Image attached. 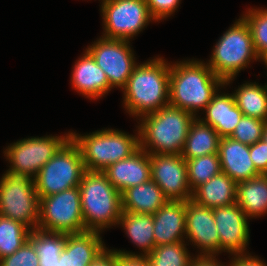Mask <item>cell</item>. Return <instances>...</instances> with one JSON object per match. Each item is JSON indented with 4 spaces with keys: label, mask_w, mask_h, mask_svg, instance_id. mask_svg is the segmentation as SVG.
I'll use <instances>...</instances> for the list:
<instances>
[{
    "label": "cell",
    "mask_w": 267,
    "mask_h": 266,
    "mask_svg": "<svg viewBox=\"0 0 267 266\" xmlns=\"http://www.w3.org/2000/svg\"><path fill=\"white\" fill-rule=\"evenodd\" d=\"M223 87H226L224 81L206 62L187 59L170 63L169 105L186 110L196 118Z\"/></svg>",
    "instance_id": "obj_1"
},
{
    "label": "cell",
    "mask_w": 267,
    "mask_h": 266,
    "mask_svg": "<svg viewBox=\"0 0 267 266\" xmlns=\"http://www.w3.org/2000/svg\"><path fill=\"white\" fill-rule=\"evenodd\" d=\"M169 77L170 63L159 55L137 64L122 89L125 111L138 120L169 105Z\"/></svg>",
    "instance_id": "obj_2"
},
{
    "label": "cell",
    "mask_w": 267,
    "mask_h": 266,
    "mask_svg": "<svg viewBox=\"0 0 267 266\" xmlns=\"http://www.w3.org/2000/svg\"><path fill=\"white\" fill-rule=\"evenodd\" d=\"M196 117L167 105L138 120L139 147L149 154H181L190 126Z\"/></svg>",
    "instance_id": "obj_3"
},
{
    "label": "cell",
    "mask_w": 267,
    "mask_h": 266,
    "mask_svg": "<svg viewBox=\"0 0 267 266\" xmlns=\"http://www.w3.org/2000/svg\"><path fill=\"white\" fill-rule=\"evenodd\" d=\"M78 187L85 231L102 233L115 227L123 212L121 193L107 176L103 172L85 171Z\"/></svg>",
    "instance_id": "obj_4"
},
{
    "label": "cell",
    "mask_w": 267,
    "mask_h": 266,
    "mask_svg": "<svg viewBox=\"0 0 267 266\" xmlns=\"http://www.w3.org/2000/svg\"><path fill=\"white\" fill-rule=\"evenodd\" d=\"M134 131H137L135 135L112 128L99 129L87 135L71 131V138L81 150L85 170L103 172L139 148V130Z\"/></svg>",
    "instance_id": "obj_5"
},
{
    "label": "cell",
    "mask_w": 267,
    "mask_h": 266,
    "mask_svg": "<svg viewBox=\"0 0 267 266\" xmlns=\"http://www.w3.org/2000/svg\"><path fill=\"white\" fill-rule=\"evenodd\" d=\"M207 65L224 85L236 79L250 62L260 60L253 47L252 36L246 21L240 16L216 42Z\"/></svg>",
    "instance_id": "obj_6"
},
{
    "label": "cell",
    "mask_w": 267,
    "mask_h": 266,
    "mask_svg": "<svg viewBox=\"0 0 267 266\" xmlns=\"http://www.w3.org/2000/svg\"><path fill=\"white\" fill-rule=\"evenodd\" d=\"M82 153L70 138L35 176L39 198L78 187L85 172Z\"/></svg>",
    "instance_id": "obj_7"
},
{
    "label": "cell",
    "mask_w": 267,
    "mask_h": 266,
    "mask_svg": "<svg viewBox=\"0 0 267 266\" xmlns=\"http://www.w3.org/2000/svg\"><path fill=\"white\" fill-rule=\"evenodd\" d=\"M40 198L34 179L8 171L0 179V216L13 219L31 231L38 227Z\"/></svg>",
    "instance_id": "obj_8"
},
{
    "label": "cell",
    "mask_w": 267,
    "mask_h": 266,
    "mask_svg": "<svg viewBox=\"0 0 267 266\" xmlns=\"http://www.w3.org/2000/svg\"><path fill=\"white\" fill-rule=\"evenodd\" d=\"M70 138L71 131L63 136L52 134L42 137L33 136L11 143L3 151L6 160L10 163V168L6 171L34 179L39 170Z\"/></svg>",
    "instance_id": "obj_9"
},
{
    "label": "cell",
    "mask_w": 267,
    "mask_h": 266,
    "mask_svg": "<svg viewBox=\"0 0 267 266\" xmlns=\"http://www.w3.org/2000/svg\"><path fill=\"white\" fill-rule=\"evenodd\" d=\"M104 38L130 41L155 21L145 0H106L100 5Z\"/></svg>",
    "instance_id": "obj_10"
},
{
    "label": "cell",
    "mask_w": 267,
    "mask_h": 266,
    "mask_svg": "<svg viewBox=\"0 0 267 266\" xmlns=\"http://www.w3.org/2000/svg\"><path fill=\"white\" fill-rule=\"evenodd\" d=\"M38 228L65 234L84 232L79 187L40 198Z\"/></svg>",
    "instance_id": "obj_11"
},
{
    "label": "cell",
    "mask_w": 267,
    "mask_h": 266,
    "mask_svg": "<svg viewBox=\"0 0 267 266\" xmlns=\"http://www.w3.org/2000/svg\"><path fill=\"white\" fill-rule=\"evenodd\" d=\"M130 45L128 40L101 36L86 48L96 64L106 73L111 89L118 87L122 90L138 64Z\"/></svg>",
    "instance_id": "obj_12"
},
{
    "label": "cell",
    "mask_w": 267,
    "mask_h": 266,
    "mask_svg": "<svg viewBox=\"0 0 267 266\" xmlns=\"http://www.w3.org/2000/svg\"><path fill=\"white\" fill-rule=\"evenodd\" d=\"M151 179L169 201L192 198L186 160L181 154H150Z\"/></svg>",
    "instance_id": "obj_13"
},
{
    "label": "cell",
    "mask_w": 267,
    "mask_h": 266,
    "mask_svg": "<svg viewBox=\"0 0 267 266\" xmlns=\"http://www.w3.org/2000/svg\"><path fill=\"white\" fill-rule=\"evenodd\" d=\"M213 216L219 233V253L230 256L246 255L250 240L248 218L236 204L213 208Z\"/></svg>",
    "instance_id": "obj_14"
},
{
    "label": "cell",
    "mask_w": 267,
    "mask_h": 266,
    "mask_svg": "<svg viewBox=\"0 0 267 266\" xmlns=\"http://www.w3.org/2000/svg\"><path fill=\"white\" fill-rule=\"evenodd\" d=\"M185 239L200 252L195 256H218L219 233L213 209L189 199L186 201ZM189 239V240H188Z\"/></svg>",
    "instance_id": "obj_15"
},
{
    "label": "cell",
    "mask_w": 267,
    "mask_h": 266,
    "mask_svg": "<svg viewBox=\"0 0 267 266\" xmlns=\"http://www.w3.org/2000/svg\"><path fill=\"white\" fill-rule=\"evenodd\" d=\"M103 173L115 189L122 193L129 187L140 185L151 179L150 154L139 147L126 159L108 166Z\"/></svg>",
    "instance_id": "obj_16"
},
{
    "label": "cell",
    "mask_w": 267,
    "mask_h": 266,
    "mask_svg": "<svg viewBox=\"0 0 267 266\" xmlns=\"http://www.w3.org/2000/svg\"><path fill=\"white\" fill-rule=\"evenodd\" d=\"M82 54L73 65L70 82L77 93L90 100H97L111 91L109 81L86 49Z\"/></svg>",
    "instance_id": "obj_17"
},
{
    "label": "cell",
    "mask_w": 267,
    "mask_h": 266,
    "mask_svg": "<svg viewBox=\"0 0 267 266\" xmlns=\"http://www.w3.org/2000/svg\"><path fill=\"white\" fill-rule=\"evenodd\" d=\"M218 156L221 172L228 175L236 183L260 175L250 158V145L230 137H222L219 142Z\"/></svg>",
    "instance_id": "obj_18"
},
{
    "label": "cell",
    "mask_w": 267,
    "mask_h": 266,
    "mask_svg": "<svg viewBox=\"0 0 267 266\" xmlns=\"http://www.w3.org/2000/svg\"><path fill=\"white\" fill-rule=\"evenodd\" d=\"M152 217L155 247L186 240V201H168Z\"/></svg>",
    "instance_id": "obj_19"
},
{
    "label": "cell",
    "mask_w": 267,
    "mask_h": 266,
    "mask_svg": "<svg viewBox=\"0 0 267 266\" xmlns=\"http://www.w3.org/2000/svg\"><path fill=\"white\" fill-rule=\"evenodd\" d=\"M219 90L213 95L211 102L203 110L205 116L202 118L200 115L198 118L205 124L213 127L221 138L230 137L243 113L236 105L232 93H220Z\"/></svg>",
    "instance_id": "obj_20"
},
{
    "label": "cell",
    "mask_w": 267,
    "mask_h": 266,
    "mask_svg": "<svg viewBox=\"0 0 267 266\" xmlns=\"http://www.w3.org/2000/svg\"><path fill=\"white\" fill-rule=\"evenodd\" d=\"M105 247L99 232L66 234V242L60 255L61 266H89Z\"/></svg>",
    "instance_id": "obj_21"
},
{
    "label": "cell",
    "mask_w": 267,
    "mask_h": 266,
    "mask_svg": "<svg viewBox=\"0 0 267 266\" xmlns=\"http://www.w3.org/2000/svg\"><path fill=\"white\" fill-rule=\"evenodd\" d=\"M122 211L153 215L169 200L152 180L129 187L121 193Z\"/></svg>",
    "instance_id": "obj_22"
},
{
    "label": "cell",
    "mask_w": 267,
    "mask_h": 266,
    "mask_svg": "<svg viewBox=\"0 0 267 266\" xmlns=\"http://www.w3.org/2000/svg\"><path fill=\"white\" fill-rule=\"evenodd\" d=\"M237 183L220 172L192 192V200L209 207H223L236 203Z\"/></svg>",
    "instance_id": "obj_23"
},
{
    "label": "cell",
    "mask_w": 267,
    "mask_h": 266,
    "mask_svg": "<svg viewBox=\"0 0 267 266\" xmlns=\"http://www.w3.org/2000/svg\"><path fill=\"white\" fill-rule=\"evenodd\" d=\"M236 204L248 219L267 214V174L237 183Z\"/></svg>",
    "instance_id": "obj_24"
},
{
    "label": "cell",
    "mask_w": 267,
    "mask_h": 266,
    "mask_svg": "<svg viewBox=\"0 0 267 266\" xmlns=\"http://www.w3.org/2000/svg\"><path fill=\"white\" fill-rule=\"evenodd\" d=\"M220 139L221 137L213 127L195 118L190 126L181 155L184 159H194L218 153Z\"/></svg>",
    "instance_id": "obj_25"
},
{
    "label": "cell",
    "mask_w": 267,
    "mask_h": 266,
    "mask_svg": "<svg viewBox=\"0 0 267 266\" xmlns=\"http://www.w3.org/2000/svg\"><path fill=\"white\" fill-rule=\"evenodd\" d=\"M129 240L137 246L141 255L147 256L155 247L153 217L151 214L122 212L118 221Z\"/></svg>",
    "instance_id": "obj_26"
},
{
    "label": "cell",
    "mask_w": 267,
    "mask_h": 266,
    "mask_svg": "<svg viewBox=\"0 0 267 266\" xmlns=\"http://www.w3.org/2000/svg\"><path fill=\"white\" fill-rule=\"evenodd\" d=\"M234 91L235 103L243 115L267 121V84L248 81Z\"/></svg>",
    "instance_id": "obj_27"
},
{
    "label": "cell",
    "mask_w": 267,
    "mask_h": 266,
    "mask_svg": "<svg viewBox=\"0 0 267 266\" xmlns=\"http://www.w3.org/2000/svg\"><path fill=\"white\" fill-rule=\"evenodd\" d=\"M187 245L180 241L154 247L147 255L150 266H191L194 256L189 253Z\"/></svg>",
    "instance_id": "obj_28"
},
{
    "label": "cell",
    "mask_w": 267,
    "mask_h": 266,
    "mask_svg": "<svg viewBox=\"0 0 267 266\" xmlns=\"http://www.w3.org/2000/svg\"><path fill=\"white\" fill-rule=\"evenodd\" d=\"M29 240L33 243L39 260L50 261L60 258L66 242V234L37 227L30 232Z\"/></svg>",
    "instance_id": "obj_29"
},
{
    "label": "cell",
    "mask_w": 267,
    "mask_h": 266,
    "mask_svg": "<svg viewBox=\"0 0 267 266\" xmlns=\"http://www.w3.org/2000/svg\"><path fill=\"white\" fill-rule=\"evenodd\" d=\"M30 232L24 224L0 216V259L16 252L29 239Z\"/></svg>",
    "instance_id": "obj_30"
},
{
    "label": "cell",
    "mask_w": 267,
    "mask_h": 266,
    "mask_svg": "<svg viewBox=\"0 0 267 266\" xmlns=\"http://www.w3.org/2000/svg\"><path fill=\"white\" fill-rule=\"evenodd\" d=\"M187 165L188 183L192 192L201 184L209 181L221 172L218 153L185 159Z\"/></svg>",
    "instance_id": "obj_31"
},
{
    "label": "cell",
    "mask_w": 267,
    "mask_h": 266,
    "mask_svg": "<svg viewBox=\"0 0 267 266\" xmlns=\"http://www.w3.org/2000/svg\"><path fill=\"white\" fill-rule=\"evenodd\" d=\"M247 9L241 17L250 29L255 52L261 57L267 51V9L262 7Z\"/></svg>",
    "instance_id": "obj_32"
},
{
    "label": "cell",
    "mask_w": 267,
    "mask_h": 266,
    "mask_svg": "<svg viewBox=\"0 0 267 266\" xmlns=\"http://www.w3.org/2000/svg\"><path fill=\"white\" fill-rule=\"evenodd\" d=\"M267 121L243 115L230 138L252 145L262 140Z\"/></svg>",
    "instance_id": "obj_33"
},
{
    "label": "cell",
    "mask_w": 267,
    "mask_h": 266,
    "mask_svg": "<svg viewBox=\"0 0 267 266\" xmlns=\"http://www.w3.org/2000/svg\"><path fill=\"white\" fill-rule=\"evenodd\" d=\"M0 266H39V257L33 243L28 239L12 255L1 258Z\"/></svg>",
    "instance_id": "obj_34"
},
{
    "label": "cell",
    "mask_w": 267,
    "mask_h": 266,
    "mask_svg": "<svg viewBox=\"0 0 267 266\" xmlns=\"http://www.w3.org/2000/svg\"><path fill=\"white\" fill-rule=\"evenodd\" d=\"M155 22L167 19L178 9L181 0H145Z\"/></svg>",
    "instance_id": "obj_35"
},
{
    "label": "cell",
    "mask_w": 267,
    "mask_h": 266,
    "mask_svg": "<svg viewBox=\"0 0 267 266\" xmlns=\"http://www.w3.org/2000/svg\"><path fill=\"white\" fill-rule=\"evenodd\" d=\"M250 158L260 174H267V143L263 139L250 145Z\"/></svg>",
    "instance_id": "obj_36"
},
{
    "label": "cell",
    "mask_w": 267,
    "mask_h": 266,
    "mask_svg": "<svg viewBox=\"0 0 267 266\" xmlns=\"http://www.w3.org/2000/svg\"><path fill=\"white\" fill-rule=\"evenodd\" d=\"M116 250L117 266H150L147 256L135 252Z\"/></svg>",
    "instance_id": "obj_37"
},
{
    "label": "cell",
    "mask_w": 267,
    "mask_h": 266,
    "mask_svg": "<svg viewBox=\"0 0 267 266\" xmlns=\"http://www.w3.org/2000/svg\"><path fill=\"white\" fill-rule=\"evenodd\" d=\"M229 266H267V264L264 260L262 261L259 257L252 256L249 253L246 255H233L230 259Z\"/></svg>",
    "instance_id": "obj_38"
},
{
    "label": "cell",
    "mask_w": 267,
    "mask_h": 266,
    "mask_svg": "<svg viewBox=\"0 0 267 266\" xmlns=\"http://www.w3.org/2000/svg\"><path fill=\"white\" fill-rule=\"evenodd\" d=\"M89 266H117L116 250L105 247Z\"/></svg>",
    "instance_id": "obj_39"
},
{
    "label": "cell",
    "mask_w": 267,
    "mask_h": 266,
    "mask_svg": "<svg viewBox=\"0 0 267 266\" xmlns=\"http://www.w3.org/2000/svg\"><path fill=\"white\" fill-rule=\"evenodd\" d=\"M191 266H229L218 261L216 256H195Z\"/></svg>",
    "instance_id": "obj_40"
},
{
    "label": "cell",
    "mask_w": 267,
    "mask_h": 266,
    "mask_svg": "<svg viewBox=\"0 0 267 266\" xmlns=\"http://www.w3.org/2000/svg\"><path fill=\"white\" fill-rule=\"evenodd\" d=\"M39 266H61V258L50 261L39 260Z\"/></svg>",
    "instance_id": "obj_41"
},
{
    "label": "cell",
    "mask_w": 267,
    "mask_h": 266,
    "mask_svg": "<svg viewBox=\"0 0 267 266\" xmlns=\"http://www.w3.org/2000/svg\"><path fill=\"white\" fill-rule=\"evenodd\" d=\"M259 61H263V63L267 67V51L260 57V60Z\"/></svg>",
    "instance_id": "obj_42"
},
{
    "label": "cell",
    "mask_w": 267,
    "mask_h": 266,
    "mask_svg": "<svg viewBox=\"0 0 267 266\" xmlns=\"http://www.w3.org/2000/svg\"><path fill=\"white\" fill-rule=\"evenodd\" d=\"M262 139L267 143V125L265 127V130H264V134H263Z\"/></svg>",
    "instance_id": "obj_43"
}]
</instances>
